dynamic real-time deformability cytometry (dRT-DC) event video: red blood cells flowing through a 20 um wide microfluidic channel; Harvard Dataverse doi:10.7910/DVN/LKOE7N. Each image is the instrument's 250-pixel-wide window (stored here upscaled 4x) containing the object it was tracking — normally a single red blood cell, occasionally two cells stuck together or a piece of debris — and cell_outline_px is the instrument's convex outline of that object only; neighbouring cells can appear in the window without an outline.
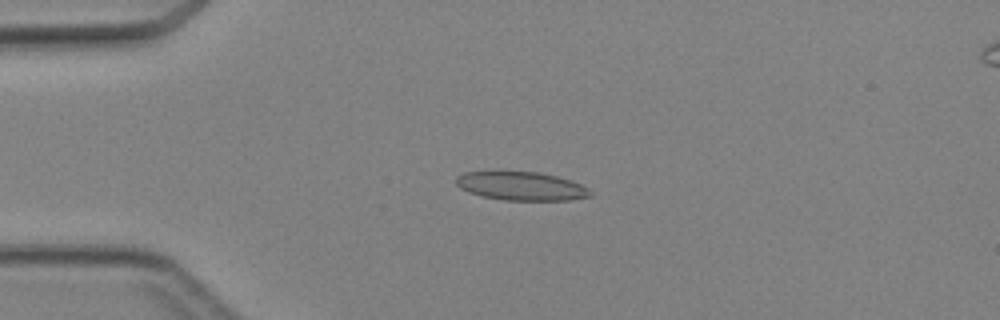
{"species": "Egyptian fruit bat (a non-hibernating species)", "species_latin": "Rousettus aegyptiacus", "temperature_condition": "cold", "stored_images_in_passage": 46, "camera_frame_rate_fps": 3000, "um_per_image_px": 0.085, "animal": {"sex": "female"}, "frame": {"image": 1, "passage_image": 11, "time_ms": 3.333, "image_size_px": [1000, 320], "cell_outline_px": [[592, 196], [572, 200], [504, 200], [484, 196], [468, 192], [460, 188], [456, 184], [456, 176], [464, 172], [536, 172], [556, 176], [572, 180], [588, 188], [592, 192]], "centroid_in_image_um": [44.33, 15.82], "position_along_channel_um": 40.7, "area_um2": 22.25}}
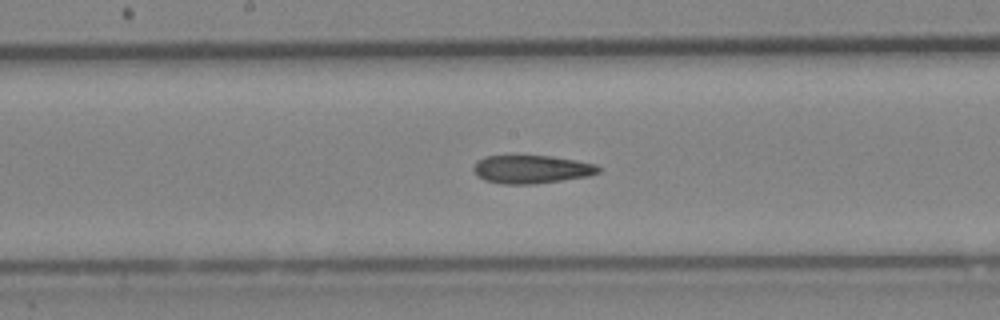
{"frame": {"image": 2, "passage_image": 24, "time_ms": 7.667, "image_size_px": [1000, 320], "cell_outline_px": [[600, 172], [588, 176], [536, 184], [504, 184], [484, 180], [476, 176], [472, 168], [476, 160], [484, 156], [552, 156], [576, 160], [596, 164], [600, 168]], "centroid_in_image_um": [45.15, 14.39], "position_along_channel_um": 203.1, "area_um2": 20.69}}
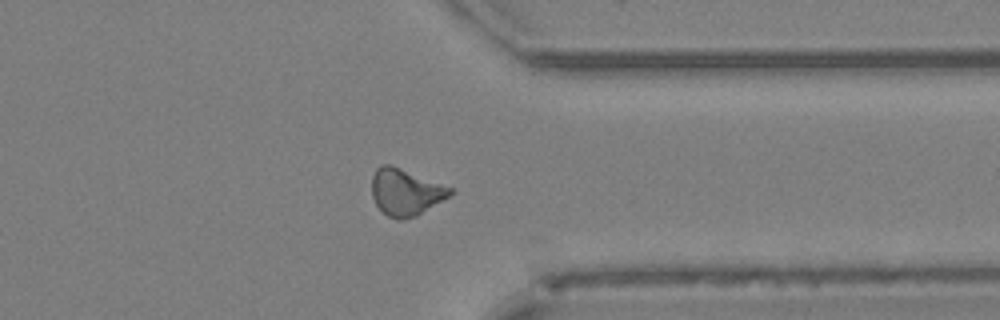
{"frame": {"image": 3, "passage_image": 36, "time_ms": 11.667, "image_size_px": [1000, 320], "cell_outline_px": [[456, 192], [416, 216], [404, 220], [396, 220], [388, 216], [376, 204], [372, 196], [372, 176], [376, 168], [380, 164], [392, 164], [452, 188]], "centroid_in_image_um": [34.47, 16.32], "position_along_channel_um": 376.9, "area_um2": 21.39}}